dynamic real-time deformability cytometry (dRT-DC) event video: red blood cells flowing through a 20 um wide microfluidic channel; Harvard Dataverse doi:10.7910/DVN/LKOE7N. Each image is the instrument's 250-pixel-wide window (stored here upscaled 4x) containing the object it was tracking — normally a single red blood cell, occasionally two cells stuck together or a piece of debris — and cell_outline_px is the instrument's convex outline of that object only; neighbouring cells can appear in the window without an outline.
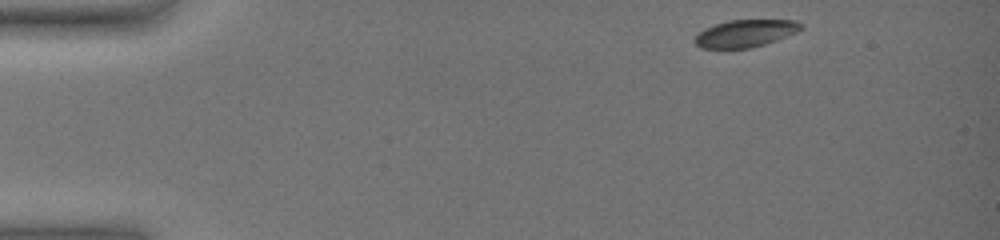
{"species": "common noctule bat (a hibernating species)", "species_latin": "Nyctalus noctula", "temperature_condition": "warm", "stored_images_in_passage": 49, "camera_frame_rate_fps": 3000, "um_per_image_px": 0.085, "animal": {"sex": "female", "body_mass_g": 19.0, "forearm_length_mm": 51.5}, "frame": {"image": 1, "passage_image": 1, "time_ms": 0.0, "image_size_px": [1000, 240], "cell_outline_px": [[804, 28], [796, 32], [776, 40], [752, 48], [700, 48], [692, 40], [704, 28], [728, 20], [796, 20], [804, 24]], "centroid_in_image_um": [63.36, 2.83], "position_along_channel_um": 21.6, "area_um2": 16.94}}
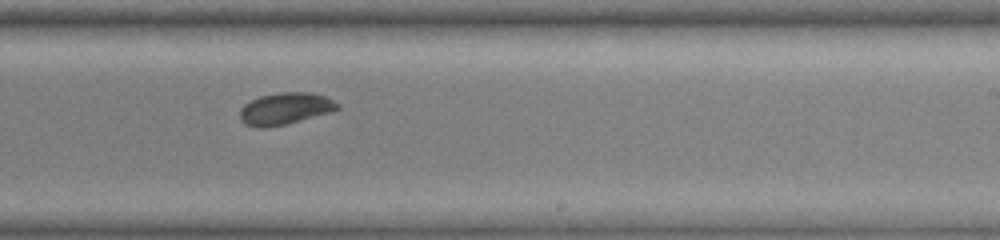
{"frame": {"image": 2, "passage_image": 31, "time_ms": 10.0, "image_size_px": [1000, 240], "cell_outline_px": [[340, 108], [328, 112], [300, 120], [284, 124], [264, 128], [256, 128], [244, 124], [240, 120], [240, 108], [244, 104], [260, 96], [280, 92], [312, 92], [328, 96], [340, 104]], "centroid_in_image_um": [24.23, 9.22], "position_along_channel_um": 264.8, "area_um2": 18.15}}
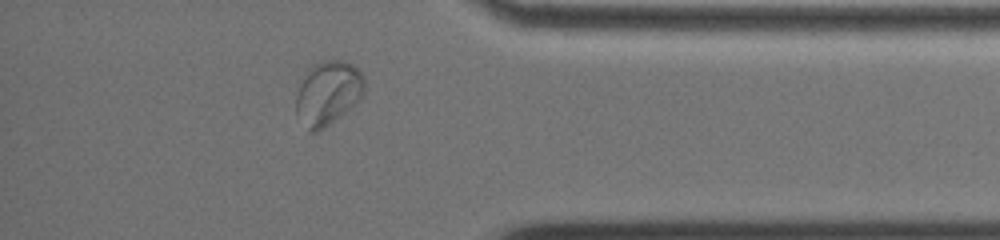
{"frame": {"image": 3, "passage_image": 44, "time_ms": 14.333, "image_size_px": [1000, 240], "cell_outline_px": [[364, 92], [360, 100], [320, 132], [308, 132], [296, 112], [296, 96], [304, 76], [312, 64], [320, 60], [344, 60], [352, 64], [364, 76]], "centroid_in_image_um": [27.88, 7.91], "position_along_channel_um": 407.3, "area_um2": 25.66}, "authors_computed_cell_mechanics": {"area_um2": 18.207, "velocity_mm_per_s": 3.4396, "shape_relaxation_time_tau1_ms": 5.6482, "shape_relaxation_time_tau2_ms": 0.9352, "deformation_change_tau1": 0.1211, "deformation_change_tau2": 0.0331}}